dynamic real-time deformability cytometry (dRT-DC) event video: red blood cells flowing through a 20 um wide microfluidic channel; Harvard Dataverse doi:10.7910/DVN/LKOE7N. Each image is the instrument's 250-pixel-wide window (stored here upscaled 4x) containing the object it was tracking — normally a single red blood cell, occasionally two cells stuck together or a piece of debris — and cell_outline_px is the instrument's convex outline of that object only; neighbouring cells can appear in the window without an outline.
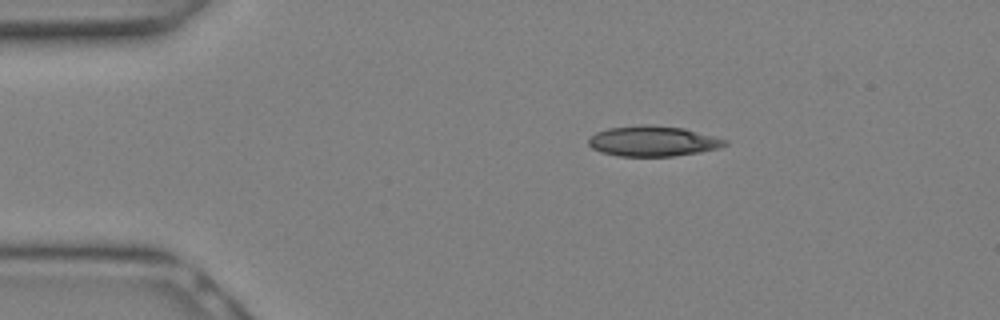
{"species": "Egyptian fruit bat (a non-hibernating species)", "species_latin": "Rousettus aegyptiacus", "temperature_condition": "warm", "stored_images_in_passage": 9, "camera_frame_rate_fps": 3000, "um_per_image_px": 0.085, "animal": {"sex": "female"}, "frame": {"image": 1, "passage_image": 4, "time_ms": 1.0, "image_size_px": [1000, 320], "cell_outline_px": [[728, 144], [716, 148], [700, 152], [672, 156], [620, 156], [600, 152], [592, 148], [588, 144], [588, 136], [596, 132], [608, 128], [640, 124], [644, 124], [684, 128], [728, 140]], "centroid_in_image_um": [55.45, 11.99], "position_along_channel_um": 29.5, "area_um2": 24.16}}
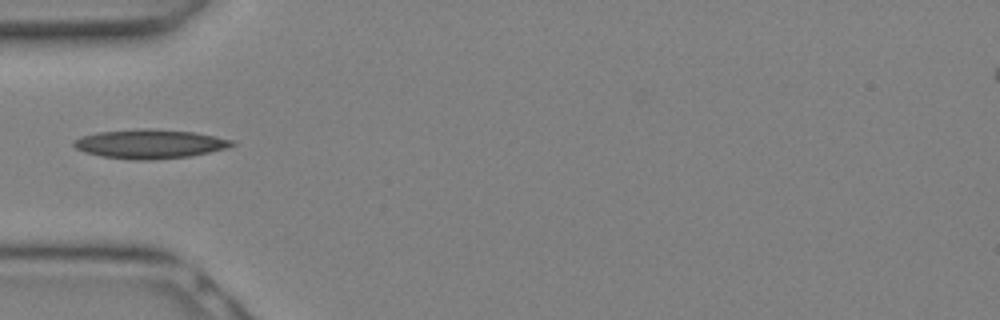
{"frame": {"image": 2, "passage_image": 8, "time_ms": 2.333, "image_size_px": [1000, 320], "cell_outline_px": [[236, 144], [228, 148], [188, 156], [152, 160], [132, 160], [100, 156], [84, 152], [76, 148], [72, 144], [76, 140], [84, 136], [96, 132], [136, 128], [152, 128], [192, 132], [216, 136], [236, 140]], "centroid_in_image_um": [12.76, 12.23], "position_along_channel_um": 72.2, "area_um2": 26.99}}